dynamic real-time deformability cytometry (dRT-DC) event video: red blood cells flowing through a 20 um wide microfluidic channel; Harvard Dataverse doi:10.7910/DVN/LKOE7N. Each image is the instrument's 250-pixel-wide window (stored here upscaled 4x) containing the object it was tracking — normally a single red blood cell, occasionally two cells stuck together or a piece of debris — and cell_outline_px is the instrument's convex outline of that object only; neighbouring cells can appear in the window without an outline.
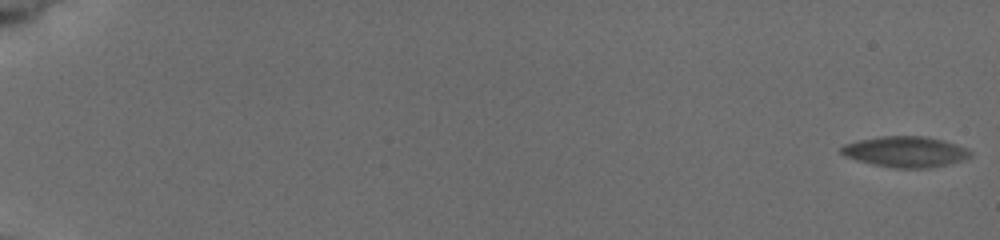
{"species": "common noctule bat (a hibernating species)", "species_latin": "Nyctalus noctula", "temperature_condition": "cold", "stored_images_in_passage": 50, "camera_frame_rate_fps": 3000, "um_per_image_px": 0.085, "animal": {"sex": "female", "body_mass_g": 19.5, "forearm_length_mm": 54.1}, "frame": {"image": 1, "passage_image": 1, "time_ms": 0.0, "image_size_px": [1000, 240], "cell_outline_px": [[972, 152], [968, 156], [960, 160], [928, 168], [896, 168], [872, 164], [856, 160], [840, 152], [840, 148], [844, 144], [860, 140], [880, 136], [924, 136], [956, 144], [968, 148]], "centroid_in_image_um": [76.93, 12.89], "position_along_channel_um": 8.1, "area_um2": 22.72}}
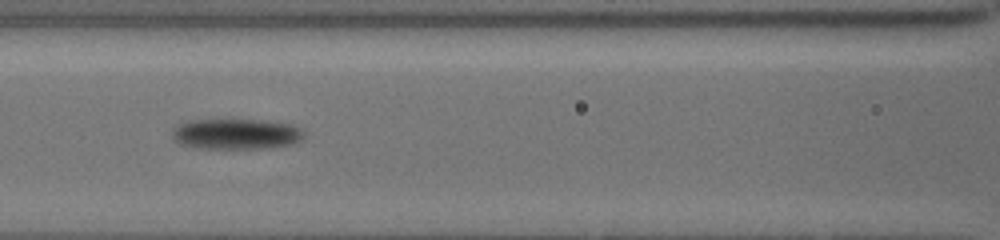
{"frame": {"image": 2, "passage_image": 22, "time_ms": 9.333, "image_size_px": [1000, 240], "cell_outline_px": [[304, 140], [292, 144], [260, 148], [192, 148], [180, 144], [172, 136], [172, 132], [180, 124], [192, 120], [252, 120], [288, 124], [300, 128], [304, 132]], "centroid_in_image_um": [20.07, 11.4], "position_along_channel_um": 146.5, "area_um2": 23.12}}
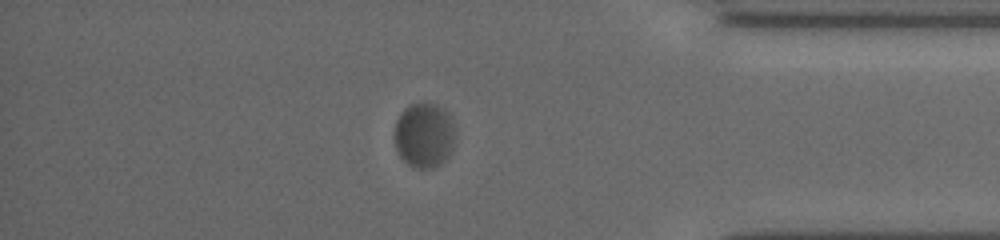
{"frame": {"image": 3, "passage_image": 43, "time_ms": 16.667, "image_size_px": [1000, 240], "cell_outline_px": [[452, 148], [444, 160], [440, 164], [432, 168], [416, 168], [408, 164], [400, 156], [396, 148], [396, 120], [400, 112], [404, 108], [412, 104], [436, 104], [444, 112], [452, 128]], "centroid_in_image_um": [35.99, 11.52], "position_along_channel_um": 399.2, "area_um2": 21.96}, "authors_computed_cell_mechanics": {"area_um2": 23.0044, "velocity_mm_per_s": 3.712, "shape_relaxation_time_tau1_ms": 3.1029, "shape_relaxation_time_tau2_ms": null, "deformation_change_tau1": 0.0736, "deformation_change_tau2": null}}